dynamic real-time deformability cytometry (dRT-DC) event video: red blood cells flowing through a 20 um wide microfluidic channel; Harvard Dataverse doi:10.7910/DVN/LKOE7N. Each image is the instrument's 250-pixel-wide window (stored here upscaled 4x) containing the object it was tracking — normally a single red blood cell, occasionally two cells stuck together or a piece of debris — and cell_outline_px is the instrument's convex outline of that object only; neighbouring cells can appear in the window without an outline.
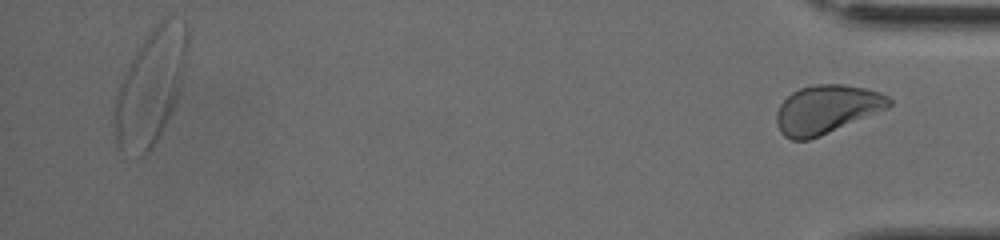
{"species": "human", "species_latin": "Homo sapiens", "temperature_condition": "cold", "stored_images_in_passage": 39, "segment_of_instrument_passage": [2, 2], "camera_frame_rate_fps": 3000, "um_per_image_px": 0.085, "donor": {"sex": "female"}, "frame": {"image": 1, "passage_image": 39, "time_ms": 12.667, "image_size_px": [1000, 240], "cell_outline_px": [[892, 104], [888, 108], [820, 136], [808, 140], [792, 140], [784, 136], [780, 132], [776, 124], [776, 112], [780, 104], [792, 92], [800, 88], [816, 84], [844, 84], [864, 88], [880, 92], [888, 96], [892, 100]], "centroid_in_image_um": [70.25, 9.29], "position_along_channel_um": 365.0, "area_um2": 31.85}}